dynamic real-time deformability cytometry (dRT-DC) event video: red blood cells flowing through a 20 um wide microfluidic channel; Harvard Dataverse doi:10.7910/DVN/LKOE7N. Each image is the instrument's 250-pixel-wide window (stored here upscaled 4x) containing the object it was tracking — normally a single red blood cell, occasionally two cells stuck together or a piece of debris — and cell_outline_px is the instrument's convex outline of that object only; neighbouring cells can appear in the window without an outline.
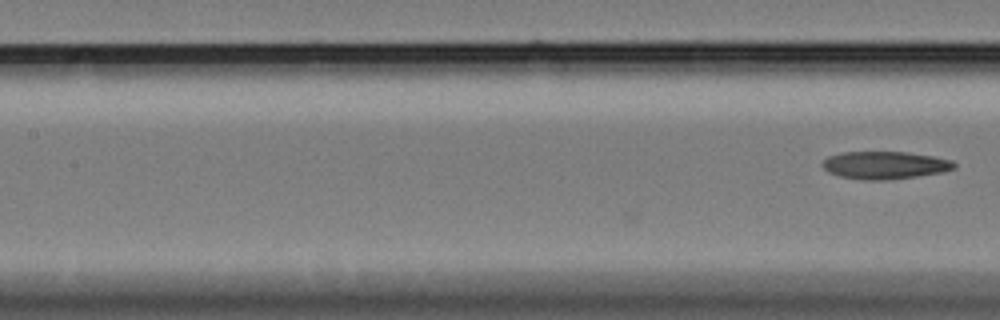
{"species": "Egyptian fruit bat (a non-hibernating species)", "species_latin": "Rousettus aegyptiacus", "temperature_condition": "cold", "stored_images_in_passage": 11, "camera_frame_rate_fps": 3000, "um_per_image_px": 0.085, "animal": {"sex": "female"}, "frame": {"image": 1, "passage_image": 11, "time_ms": 3.333, "image_size_px": [1000, 320], "cell_outline_px": [[956, 168], [940, 172], [916, 176], [884, 180], [864, 180], [840, 176], [828, 172], [820, 164], [828, 156], [844, 152], [908, 152], [932, 156], [952, 160], [956, 164]], "centroid_in_image_um": [75.19, 14.03], "position_along_channel_um": 132.2, "area_um2": 21.1}}